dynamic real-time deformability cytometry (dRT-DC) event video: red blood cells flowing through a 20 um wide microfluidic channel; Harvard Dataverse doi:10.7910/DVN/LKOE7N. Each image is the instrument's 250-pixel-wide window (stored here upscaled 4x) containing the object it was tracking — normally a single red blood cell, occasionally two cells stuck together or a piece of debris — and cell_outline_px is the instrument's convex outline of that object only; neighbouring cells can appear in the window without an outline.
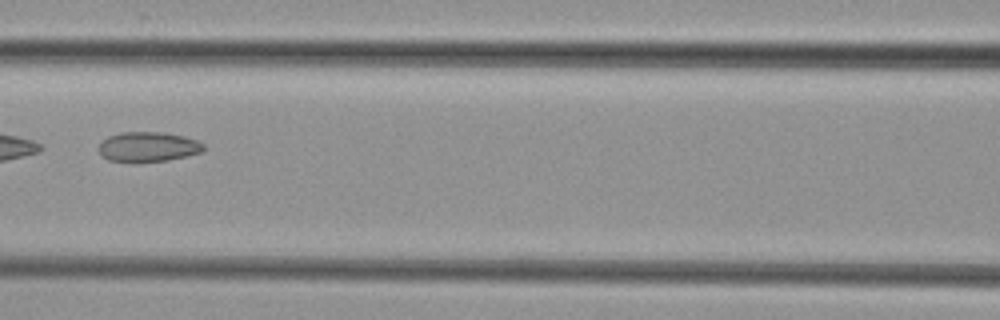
{"species": "common noctule bat (a hibernating species)", "species_latin": "Nyctalus noctula", "temperature_condition": "cold", "stored_images_in_passage": 4, "camera_frame_rate_fps": 3000, "um_per_image_px": 0.085, "animal": {"sex": "female", "body_mass_g": 29.2, "forearm_length_mm": 56.3}, "frame": {"image": 1, "passage_image": 4, "time_ms": 3.333, "image_size_px": [1000, 320], "cell_outline_px": [[204, 148], [200, 152], [168, 160], [136, 164], [108, 160], [100, 156], [100, 144], [108, 136], [120, 132], [164, 132], [184, 136], [196, 140], [204, 144]], "centroid_in_image_um": [12.54, 12.5], "position_along_channel_um": 154.1, "area_um2": 18.55}}